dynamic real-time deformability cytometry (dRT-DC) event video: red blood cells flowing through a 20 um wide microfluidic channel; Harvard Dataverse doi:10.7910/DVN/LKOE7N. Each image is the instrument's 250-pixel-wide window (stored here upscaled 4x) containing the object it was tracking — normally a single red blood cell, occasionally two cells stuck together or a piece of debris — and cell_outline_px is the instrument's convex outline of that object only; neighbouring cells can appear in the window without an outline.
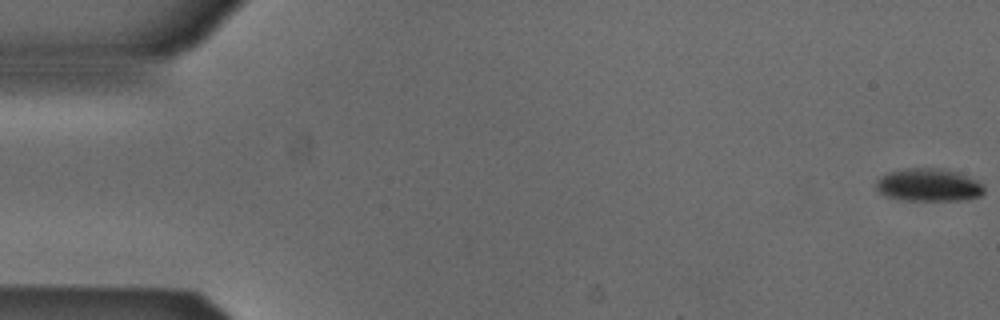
{"species": "Egyptian fruit bat (a non-hibernating species)", "species_latin": "Rousettus aegyptiacus", "temperature_condition": "cold", "stored_images_in_passage": 5, "camera_frame_rate_fps": 3000, "um_per_image_px": 0.085, "animal": {"sex": "male"}, "frame": {"image": 1, "passage_image": 1, "time_ms": 0.0, "image_size_px": [1000, 320], "cell_outline_px": [[984, 192], [980, 196], [964, 200], [904, 200], [884, 196], [876, 188], [876, 180], [880, 176], [888, 172], [904, 168], [944, 168], [960, 172], [984, 184]], "centroid_in_image_um": [78.94, 15.71], "position_along_channel_um": 6.1, "area_um2": 20.98}}
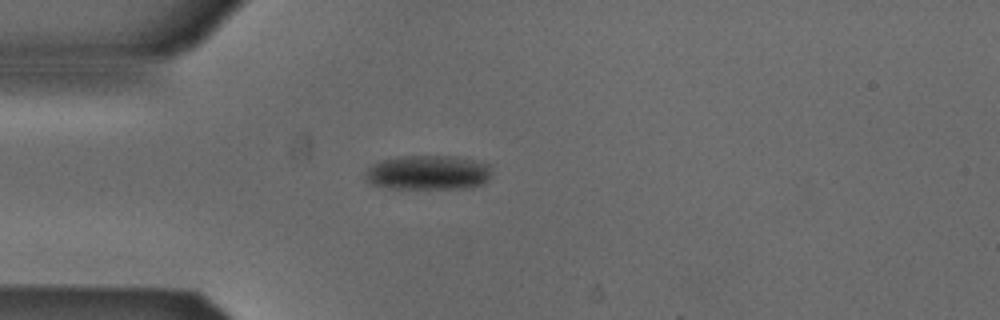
{"frame": {"image": 2, "passage_image": 5, "time_ms": 1.333, "image_size_px": [1000, 320], "cell_outline_px": [[488, 180], [484, 184], [472, 188], [388, 188], [372, 184], [364, 180], [364, 172], [372, 164], [380, 160], [404, 156], [456, 156], [488, 164]], "centroid_in_image_um": [36.33, 14.67], "position_along_channel_um": 48.7, "area_um2": 25.43}}